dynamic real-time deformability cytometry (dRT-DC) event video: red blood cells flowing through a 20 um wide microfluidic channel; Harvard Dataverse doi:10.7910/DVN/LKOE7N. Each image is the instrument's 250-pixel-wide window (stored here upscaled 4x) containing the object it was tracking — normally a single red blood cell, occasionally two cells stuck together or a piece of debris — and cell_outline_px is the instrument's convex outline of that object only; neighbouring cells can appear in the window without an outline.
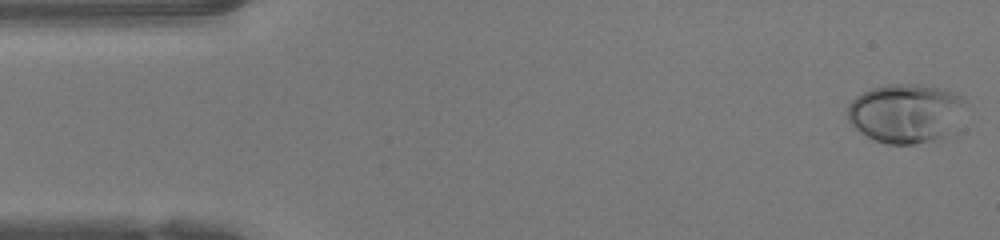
{"species": "human", "species_latin": "Homo sapiens", "temperature_condition": "warm", "stored_images_in_passage": 47, "camera_frame_rate_fps": 3000, "um_per_image_px": 0.085, "donor": {"sex": "female"}, "frame": {"image": 1, "passage_image": 1, "time_ms": 0.0, "image_size_px": [1000, 240], "cell_outline_px": [[964, 100], [940, 140], [912, 144], [888, 144], [864, 136], [852, 128], [848, 120], [848, 104], [856, 96], [872, 88], [888, 84], [912, 84], [936, 88], [952, 92], [960, 96]], "centroid_in_image_um": [76.8, 9.63], "position_along_channel_um": 8.2, "area_um2": 39.3}}
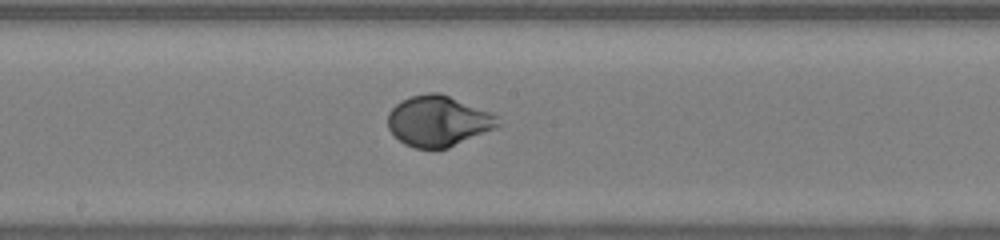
{"frame": {"image": 2, "passage_image": 24, "time_ms": 7.667, "image_size_px": [1000, 240], "cell_outline_px": [[504, 124], [496, 128], [448, 148], [416, 148], [404, 144], [388, 128], [388, 112], [400, 100], [412, 96], [428, 92], [440, 92], [492, 112]], "centroid_in_image_um": [37.28, 10.27], "position_along_channel_um": 210.9, "area_um2": 32.66}}
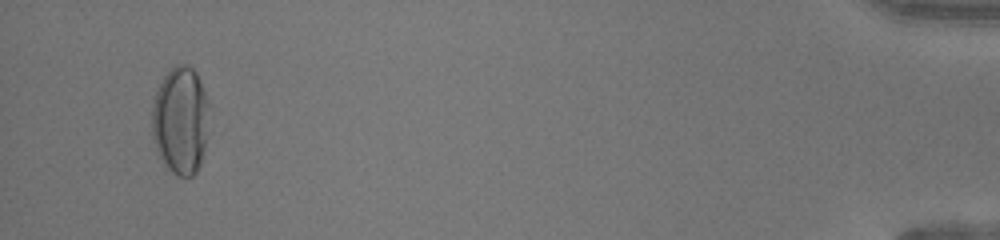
{"frame": {"image": 3, "passage_image": 45, "time_ms": 14.667, "image_size_px": [1000, 240], "cell_outline_px": [[212, 108], [208, 136], [200, 164], [196, 172], [192, 176], [176, 176], [164, 164], [152, 140], [152, 100], [164, 76], [176, 64], [184, 64], [192, 68], [196, 72], [200, 80]], "centroid_in_image_um": [15.38, 10.23], "position_along_channel_um": 419.8, "area_um2": 36.76}, "authors_computed_cell_mechanics": {"area_um2": 33.0616, "velocity_mm_per_s": 4.2304, "shape_relaxation_time_tau1_ms": 2.9841, "shape_relaxation_time_tau2_ms": null, "deformation_change_tau1": 0.2161, "deformation_change_tau2": null}}